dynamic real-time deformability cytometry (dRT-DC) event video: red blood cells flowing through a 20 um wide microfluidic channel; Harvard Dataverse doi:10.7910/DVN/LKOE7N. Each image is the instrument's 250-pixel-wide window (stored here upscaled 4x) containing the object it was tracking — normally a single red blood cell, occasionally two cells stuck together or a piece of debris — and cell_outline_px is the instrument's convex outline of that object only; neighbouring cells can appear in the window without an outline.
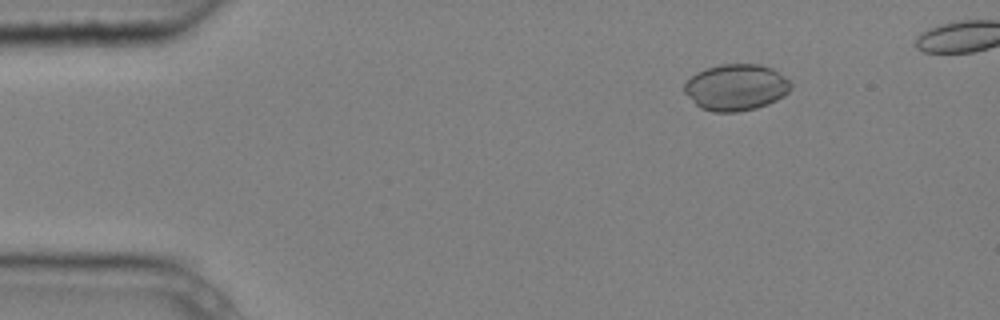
{"species": "common noctule bat (a hibernating species)", "species_latin": "Nyctalus noctula", "temperature_condition": "cold", "stored_images_in_passage": 4, "camera_frame_rate_fps": 3000, "um_per_image_px": 0.085, "animal": {"sex": "male", "body_mass_g": 20.4}, "frame": {"image": 1, "passage_image": 2, "time_ms": 0.333, "image_size_px": [1000, 320], "cell_outline_px": [[792, 88], [784, 96], [768, 104], [756, 108], [736, 112], [712, 112], [700, 108], [684, 92], [684, 84], [696, 72], [704, 68], [720, 64], [760, 64], [772, 68], [784, 76], [792, 84]], "centroid_in_image_um": [62.56, 7.42], "position_along_channel_um": 22.4, "area_um2": 28.96}}